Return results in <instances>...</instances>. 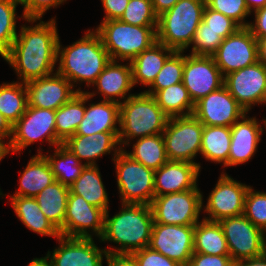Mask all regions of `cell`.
Segmentation results:
<instances>
[{
	"label": "cell",
	"instance_id": "1",
	"mask_svg": "<svg viewBox=\"0 0 266 266\" xmlns=\"http://www.w3.org/2000/svg\"><path fill=\"white\" fill-rule=\"evenodd\" d=\"M36 25H22L10 50L2 57L15 70L21 83L49 76L57 63L59 34L56 18Z\"/></svg>",
	"mask_w": 266,
	"mask_h": 266
},
{
	"label": "cell",
	"instance_id": "2",
	"mask_svg": "<svg viewBox=\"0 0 266 266\" xmlns=\"http://www.w3.org/2000/svg\"><path fill=\"white\" fill-rule=\"evenodd\" d=\"M153 224L150 205L122 203V209L112 218L109 217V211L105 212L103 233L99 241L120 245L104 248L108 254H132L149 246Z\"/></svg>",
	"mask_w": 266,
	"mask_h": 266
},
{
	"label": "cell",
	"instance_id": "3",
	"mask_svg": "<svg viewBox=\"0 0 266 266\" xmlns=\"http://www.w3.org/2000/svg\"><path fill=\"white\" fill-rule=\"evenodd\" d=\"M110 60L99 34L94 29H88L81 39L66 47L58 40L59 66L56 72L64 76L74 88L77 87L75 84L84 82L87 87L91 86Z\"/></svg>",
	"mask_w": 266,
	"mask_h": 266
},
{
	"label": "cell",
	"instance_id": "4",
	"mask_svg": "<svg viewBox=\"0 0 266 266\" xmlns=\"http://www.w3.org/2000/svg\"><path fill=\"white\" fill-rule=\"evenodd\" d=\"M168 120L152 95L141 92L130 96L120 103L118 141L121 149L135 138L162 134Z\"/></svg>",
	"mask_w": 266,
	"mask_h": 266
},
{
	"label": "cell",
	"instance_id": "5",
	"mask_svg": "<svg viewBox=\"0 0 266 266\" xmlns=\"http://www.w3.org/2000/svg\"><path fill=\"white\" fill-rule=\"evenodd\" d=\"M205 6V0H179L158 16L157 42L174 51L188 49L202 21Z\"/></svg>",
	"mask_w": 266,
	"mask_h": 266
},
{
	"label": "cell",
	"instance_id": "6",
	"mask_svg": "<svg viewBox=\"0 0 266 266\" xmlns=\"http://www.w3.org/2000/svg\"><path fill=\"white\" fill-rule=\"evenodd\" d=\"M157 26H135L119 19L102 21L95 31L113 61H131L157 42Z\"/></svg>",
	"mask_w": 266,
	"mask_h": 266
},
{
	"label": "cell",
	"instance_id": "7",
	"mask_svg": "<svg viewBox=\"0 0 266 266\" xmlns=\"http://www.w3.org/2000/svg\"><path fill=\"white\" fill-rule=\"evenodd\" d=\"M113 161L121 203L150 205L155 197V171L133 160L123 149Z\"/></svg>",
	"mask_w": 266,
	"mask_h": 266
},
{
	"label": "cell",
	"instance_id": "8",
	"mask_svg": "<svg viewBox=\"0 0 266 266\" xmlns=\"http://www.w3.org/2000/svg\"><path fill=\"white\" fill-rule=\"evenodd\" d=\"M55 110L28 106L26 112L12 126V136L7 152L19 153L36 141H46L51 146L63 142L56 136Z\"/></svg>",
	"mask_w": 266,
	"mask_h": 266
},
{
	"label": "cell",
	"instance_id": "9",
	"mask_svg": "<svg viewBox=\"0 0 266 266\" xmlns=\"http://www.w3.org/2000/svg\"><path fill=\"white\" fill-rule=\"evenodd\" d=\"M168 161H184L193 164L200 154L203 124L194 116L171 117L163 131Z\"/></svg>",
	"mask_w": 266,
	"mask_h": 266
},
{
	"label": "cell",
	"instance_id": "10",
	"mask_svg": "<svg viewBox=\"0 0 266 266\" xmlns=\"http://www.w3.org/2000/svg\"><path fill=\"white\" fill-rule=\"evenodd\" d=\"M203 194L198 185L191 190L155 196L150 204L154 223L195 225L203 209Z\"/></svg>",
	"mask_w": 266,
	"mask_h": 266
},
{
	"label": "cell",
	"instance_id": "11",
	"mask_svg": "<svg viewBox=\"0 0 266 266\" xmlns=\"http://www.w3.org/2000/svg\"><path fill=\"white\" fill-rule=\"evenodd\" d=\"M234 262L255 258L266 252V234L243 214L218 221Z\"/></svg>",
	"mask_w": 266,
	"mask_h": 266
},
{
	"label": "cell",
	"instance_id": "12",
	"mask_svg": "<svg viewBox=\"0 0 266 266\" xmlns=\"http://www.w3.org/2000/svg\"><path fill=\"white\" fill-rule=\"evenodd\" d=\"M212 56L224 77L258 61L257 39L248 27H240L223 39Z\"/></svg>",
	"mask_w": 266,
	"mask_h": 266
},
{
	"label": "cell",
	"instance_id": "13",
	"mask_svg": "<svg viewBox=\"0 0 266 266\" xmlns=\"http://www.w3.org/2000/svg\"><path fill=\"white\" fill-rule=\"evenodd\" d=\"M223 85L247 113L266 104V66L259 61L225 75Z\"/></svg>",
	"mask_w": 266,
	"mask_h": 266
},
{
	"label": "cell",
	"instance_id": "14",
	"mask_svg": "<svg viewBox=\"0 0 266 266\" xmlns=\"http://www.w3.org/2000/svg\"><path fill=\"white\" fill-rule=\"evenodd\" d=\"M104 218V210L88 203L82 196L69 192L64 225L59 233L67 237L92 238L95 235L100 238Z\"/></svg>",
	"mask_w": 266,
	"mask_h": 266
},
{
	"label": "cell",
	"instance_id": "15",
	"mask_svg": "<svg viewBox=\"0 0 266 266\" xmlns=\"http://www.w3.org/2000/svg\"><path fill=\"white\" fill-rule=\"evenodd\" d=\"M149 247L187 266L194 252V225L154 223Z\"/></svg>",
	"mask_w": 266,
	"mask_h": 266
},
{
	"label": "cell",
	"instance_id": "16",
	"mask_svg": "<svg viewBox=\"0 0 266 266\" xmlns=\"http://www.w3.org/2000/svg\"><path fill=\"white\" fill-rule=\"evenodd\" d=\"M218 182L209 194L207 203L202 206L208 217L203 219L219 221L226 217L242 215L249 185L234 180L226 172H222Z\"/></svg>",
	"mask_w": 266,
	"mask_h": 266
},
{
	"label": "cell",
	"instance_id": "17",
	"mask_svg": "<svg viewBox=\"0 0 266 266\" xmlns=\"http://www.w3.org/2000/svg\"><path fill=\"white\" fill-rule=\"evenodd\" d=\"M182 83L195 104L223 86L224 77L213 56L185 55Z\"/></svg>",
	"mask_w": 266,
	"mask_h": 266
},
{
	"label": "cell",
	"instance_id": "18",
	"mask_svg": "<svg viewBox=\"0 0 266 266\" xmlns=\"http://www.w3.org/2000/svg\"><path fill=\"white\" fill-rule=\"evenodd\" d=\"M246 113L223 85L197 101L193 115L203 125L231 127Z\"/></svg>",
	"mask_w": 266,
	"mask_h": 266
},
{
	"label": "cell",
	"instance_id": "19",
	"mask_svg": "<svg viewBox=\"0 0 266 266\" xmlns=\"http://www.w3.org/2000/svg\"><path fill=\"white\" fill-rule=\"evenodd\" d=\"M28 106L57 110L67 103L81 88L73 85L62 75L55 73L25 83Z\"/></svg>",
	"mask_w": 266,
	"mask_h": 266
},
{
	"label": "cell",
	"instance_id": "20",
	"mask_svg": "<svg viewBox=\"0 0 266 266\" xmlns=\"http://www.w3.org/2000/svg\"><path fill=\"white\" fill-rule=\"evenodd\" d=\"M94 238L67 237L57 238L59 247L47 252L53 266H103L107 252L99 248Z\"/></svg>",
	"mask_w": 266,
	"mask_h": 266
},
{
	"label": "cell",
	"instance_id": "21",
	"mask_svg": "<svg viewBox=\"0 0 266 266\" xmlns=\"http://www.w3.org/2000/svg\"><path fill=\"white\" fill-rule=\"evenodd\" d=\"M92 86L97 87L96 90L98 92L95 91V93L94 91H85V93L91 98L99 93L103 96L102 100L112 101L119 104L121 101L124 102L130 96L134 95L129 93L134 87L130 62L122 65L118 61L110 60V62L105 66L104 70L98 75ZM127 93L129 95H127Z\"/></svg>",
	"mask_w": 266,
	"mask_h": 266
},
{
	"label": "cell",
	"instance_id": "22",
	"mask_svg": "<svg viewBox=\"0 0 266 266\" xmlns=\"http://www.w3.org/2000/svg\"><path fill=\"white\" fill-rule=\"evenodd\" d=\"M198 164L184 161H167L155 170V196L194 189L198 184Z\"/></svg>",
	"mask_w": 266,
	"mask_h": 266
},
{
	"label": "cell",
	"instance_id": "23",
	"mask_svg": "<svg viewBox=\"0 0 266 266\" xmlns=\"http://www.w3.org/2000/svg\"><path fill=\"white\" fill-rule=\"evenodd\" d=\"M246 113L231 128V143L228 166H237L249 161L255 154L261 140L263 128L256 117Z\"/></svg>",
	"mask_w": 266,
	"mask_h": 266
},
{
	"label": "cell",
	"instance_id": "24",
	"mask_svg": "<svg viewBox=\"0 0 266 266\" xmlns=\"http://www.w3.org/2000/svg\"><path fill=\"white\" fill-rule=\"evenodd\" d=\"M119 132H99L91 135H73L63 145L85 165H97L95 159L114 152L112 160L122 149L118 141ZM119 146V147H118ZM118 148V149H117Z\"/></svg>",
	"mask_w": 266,
	"mask_h": 266
},
{
	"label": "cell",
	"instance_id": "25",
	"mask_svg": "<svg viewBox=\"0 0 266 266\" xmlns=\"http://www.w3.org/2000/svg\"><path fill=\"white\" fill-rule=\"evenodd\" d=\"M88 106H86L85 115L76 129L75 135L119 132V103L100 100L99 103H90Z\"/></svg>",
	"mask_w": 266,
	"mask_h": 266
},
{
	"label": "cell",
	"instance_id": "26",
	"mask_svg": "<svg viewBox=\"0 0 266 266\" xmlns=\"http://www.w3.org/2000/svg\"><path fill=\"white\" fill-rule=\"evenodd\" d=\"M38 154L32 156L27 166L20 172L18 190L12 196L34 198L43 189L55 181L51 167L39 147Z\"/></svg>",
	"mask_w": 266,
	"mask_h": 266
},
{
	"label": "cell",
	"instance_id": "27",
	"mask_svg": "<svg viewBox=\"0 0 266 266\" xmlns=\"http://www.w3.org/2000/svg\"><path fill=\"white\" fill-rule=\"evenodd\" d=\"M174 52L164 44L155 42L150 48L144 50L130 61L132 68L133 85L149 86L155 80L167 58Z\"/></svg>",
	"mask_w": 266,
	"mask_h": 266
},
{
	"label": "cell",
	"instance_id": "28",
	"mask_svg": "<svg viewBox=\"0 0 266 266\" xmlns=\"http://www.w3.org/2000/svg\"><path fill=\"white\" fill-rule=\"evenodd\" d=\"M9 198L15 214L29 230L56 239L60 236L59 231L40 210L35 198L23 196H9Z\"/></svg>",
	"mask_w": 266,
	"mask_h": 266
},
{
	"label": "cell",
	"instance_id": "29",
	"mask_svg": "<svg viewBox=\"0 0 266 266\" xmlns=\"http://www.w3.org/2000/svg\"><path fill=\"white\" fill-rule=\"evenodd\" d=\"M70 192L82 196L88 203L105 212L109 209L108 194L97 165H87L75 182L69 186Z\"/></svg>",
	"mask_w": 266,
	"mask_h": 266
},
{
	"label": "cell",
	"instance_id": "30",
	"mask_svg": "<svg viewBox=\"0 0 266 266\" xmlns=\"http://www.w3.org/2000/svg\"><path fill=\"white\" fill-rule=\"evenodd\" d=\"M69 192V186L55 180L34 197L40 210L58 231L64 225Z\"/></svg>",
	"mask_w": 266,
	"mask_h": 266
},
{
	"label": "cell",
	"instance_id": "31",
	"mask_svg": "<svg viewBox=\"0 0 266 266\" xmlns=\"http://www.w3.org/2000/svg\"><path fill=\"white\" fill-rule=\"evenodd\" d=\"M89 99H91V97L86 94L85 91L78 92L67 103L56 110V136L63 143L69 137L75 135V131L85 115V104Z\"/></svg>",
	"mask_w": 266,
	"mask_h": 266
},
{
	"label": "cell",
	"instance_id": "32",
	"mask_svg": "<svg viewBox=\"0 0 266 266\" xmlns=\"http://www.w3.org/2000/svg\"><path fill=\"white\" fill-rule=\"evenodd\" d=\"M201 220L194 225V252L209 255H229L227 241L219 222Z\"/></svg>",
	"mask_w": 266,
	"mask_h": 266
},
{
	"label": "cell",
	"instance_id": "33",
	"mask_svg": "<svg viewBox=\"0 0 266 266\" xmlns=\"http://www.w3.org/2000/svg\"><path fill=\"white\" fill-rule=\"evenodd\" d=\"M231 128L203 125L200 154L207 160L228 167Z\"/></svg>",
	"mask_w": 266,
	"mask_h": 266
},
{
	"label": "cell",
	"instance_id": "34",
	"mask_svg": "<svg viewBox=\"0 0 266 266\" xmlns=\"http://www.w3.org/2000/svg\"><path fill=\"white\" fill-rule=\"evenodd\" d=\"M136 140L131 152L123 149L133 160L154 171L168 161L163 134L146 136Z\"/></svg>",
	"mask_w": 266,
	"mask_h": 266
},
{
	"label": "cell",
	"instance_id": "35",
	"mask_svg": "<svg viewBox=\"0 0 266 266\" xmlns=\"http://www.w3.org/2000/svg\"><path fill=\"white\" fill-rule=\"evenodd\" d=\"M153 97L169 118L193 115L195 104L182 82L159 90Z\"/></svg>",
	"mask_w": 266,
	"mask_h": 266
},
{
	"label": "cell",
	"instance_id": "36",
	"mask_svg": "<svg viewBox=\"0 0 266 266\" xmlns=\"http://www.w3.org/2000/svg\"><path fill=\"white\" fill-rule=\"evenodd\" d=\"M54 150L53 155H43L51 167L55 180L70 186L81 175L86 165L63 144L56 146Z\"/></svg>",
	"mask_w": 266,
	"mask_h": 266
},
{
	"label": "cell",
	"instance_id": "37",
	"mask_svg": "<svg viewBox=\"0 0 266 266\" xmlns=\"http://www.w3.org/2000/svg\"><path fill=\"white\" fill-rule=\"evenodd\" d=\"M28 107L25 83L13 81L0 85V112L13 126Z\"/></svg>",
	"mask_w": 266,
	"mask_h": 266
},
{
	"label": "cell",
	"instance_id": "38",
	"mask_svg": "<svg viewBox=\"0 0 266 266\" xmlns=\"http://www.w3.org/2000/svg\"><path fill=\"white\" fill-rule=\"evenodd\" d=\"M185 51H174L165 61L149 90L145 93L154 96L159 90L182 82Z\"/></svg>",
	"mask_w": 266,
	"mask_h": 266
},
{
	"label": "cell",
	"instance_id": "39",
	"mask_svg": "<svg viewBox=\"0 0 266 266\" xmlns=\"http://www.w3.org/2000/svg\"><path fill=\"white\" fill-rule=\"evenodd\" d=\"M18 2L0 0V56L3 57L11 48L18 33L16 30V8Z\"/></svg>",
	"mask_w": 266,
	"mask_h": 266
},
{
	"label": "cell",
	"instance_id": "40",
	"mask_svg": "<svg viewBox=\"0 0 266 266\" xmlns=\"http://www.w3.org/2000/svg\"><path fill=\"white\" fill-rule=\"evenodd\" d=\"M119 20L135 26L158 25V16L153 10L151 0H129Z\"/></svg>",
	"mask_w": 266,
	"mask_h": 266
},
{
	"label": "cell",
	"instance_id": "41",
	"mask_svg": "<svg viewBox=\"0 0 266 266\" xmlns=\"http://www.w3.org/2000/svg\"><path fill=\"white\" fill-rule=\"evenodd\" d=\"M243 215L266 233V192L255 191L249 186L245 196Z\"/></svg>",
	"mask_w": 266,
	"mask_h": 266
},
{
	"label": "cell",
	"instance_id": "42",
	"mask_svg": "<svg viewBox=\"0 0 266 266\" xmlns=\"http://www.w3.org/2000/svg\"><path fill=\"white\" fill-rule=\"evenodd\" d=\"M222 42L223 38L212 29L205 28V23L201 21L190 45L192 48L189 54L212 56Z\"/></svg>",
	"mask_w": 266,
	"mask_h": 266
},
{
	"label": "cell",
	"instance_id": "43",
	"mask_svg": "<svg viewBox=\"0 0 266 266\" xmlns=\"http://www.w3.org/2000/svg\"><path fill=\"white\" fill-rule=\"evenodd\" d=\"M206 5L215 11L231 18L240 27H248L250 22L245 18L251 15L245 0H205Z\"/></svg>",
	"mask_w": 266,
	"mask_h": 266
},
{
	"label": "cell",
	"instance_id": "44",
	"mask_svg": "<svg viewBox=\"0 0 266 266\" xmlns=\"http://www.w3.org/2000/svg\"><path fill=\"white\" fill-rule=\"evenodd\" d=\"M202 21L205 23V28L217 32L223 39L234 34L240 28L231 18L210 9L207 5L203 11Z\"/></svg>",
	"mask_w": 266,
	"mask_h": 266
},
{
	"label": "cell",
	"instance_id": "45",
	"mask_svg": "<svg viewBox=\"0 0 266 266\" xmlns=\"http://www.w3.org/2000/svg\"><path fill=\"white\" fill-rule=\"evenodd\" d=\"M67 0H24L22 17L28 23H36L41 19L45 12L51 8L63 4Z\"/></svg>",
	"mask_w": 266,
	"mask_h": 266
},
{
	"label": "cell",
	"instance_id": "46",
	"mask_svg": "<svg viewBox=\"0 0 266 266\" xmlns=\"http://www.w3.org/2000/svg\"><path fill=\"white\" fill-rule=\"evenodd\" d=\"M138 266H181L149 246L132 253Z\"/></svg>",
	"mask_w": 266,
	"mask_h": 266
},
{
	"label": "cell",
	"instance_id": "47",
	"mask_svg": "<svg viewBox=\"0 0 266 266\" xmlns=\"http://www.w3.org/2000/svg\"><path fill=\"white\" fill-rule=\"evenodd\" d=\"M230 255H209L193 252L187 266H233Z\"/></svg>",
	"mask_w": 266,
	"mask_h": 266
},
{
	"label": "cell",
	"instance_id": "48",
	"mask_svg": "<svg viewBox=\"0 0 266 266\" xmlns=\"http://www.w3.org/2000/svg\"><path fill=\"white\" fill-rule=\"evenodd\" d=\"M105 16L102 21L120 19L129 0H101Z\"/></svg>",
	"mask_w": 266,
	"mask_h": 266
},
{
	"label": "cell",
	"instance_id": "49",
	"mask_svg": "<svg viewBox=\"0 0 266 266\" xmlns=\"http://www.w3.org/2000/svg\"><path fill=\"white\" fill-rule=\"evenodd\" d=\"M255 19L248 28L257 40L266 39V6L253 12Z\"/></svg>",
	"mask_w": 266,
	"mask_h": 266
},
{
	"label": "cell",
	"instance_id": "50",
	"mask_svg": "<svg viewBox=\"0 0 266 266\" xmlns=\"http://www.w3.org/2000/svg\"><path fill=\"white\" fill-rule=\"evenodd\" d=\"M105 260L108 266H138L132 254H107Z\"/></svg>",
	"mask_w": 266,
	"mask_h": 266
},
{
	"label": "cell",
	"instance_id": "51",
	"mask_svg": "<svg viewBox=\"0 0 266 266\" xmlns=\"http://www.w3.org/2000/svg\"><path fill=\"white\" fill-rule=\"evenodd\" d=\"M179 0H151L153 10L157 16L170 10Z\"/></svg>",
	"mask_w": 266,
	"mask_h": 266
},
{
	"label": "cell",
	"instance_id": "52",
	"mask_svg": "<svg viewBox=\"0 0 266 266\" xmlns=\"http://www.w3.org/2000/svg\"><path fill=\"white\" fill-rule=\"evenodd\" d=\"M12 136V125L0 112V140L7 146ZM8 138V142L5 139Z\"/></svg>",
	"mask_w": 266,
	"mask_h": 266
},
{
	"label": "cell",
	"instance_id": "53",
	"mask_svg": "<svg viewBox=\"0 0 266 266\" xmlns=\"http://www.w3.org/2000/svg\"><path fill=\"white\" fill-rule=\"evenodd\" d=\"M233 266H266V252L259 257L236 261Z\"/></svg>",
	"mask_w": 266,
	"mask_h": 266
},
{
	"label": "cell",
	"instance_id": "54",
	"mask_svg": "<svg viewBox=\"0 0 266 266\" xmlns=\"http://www.w3.org/2000/svg\"><path fill=\"white\" fill-rule=\"evenodd\" d=\"M258 61L266 66V39L257 40Z\"/></svg>",
	"mask_w": 266,
	"mask_h": 266
},
{
	"label": "cell",
	"instance_id": "55",
	"mask_svg": "<svg viewBox=\"0 0 266 266\" xmlns=\"http://www.w3.org/2000/svg\"><path fill=\"white\" fill-rule=\"evenodd\" d=\"M245 3L251 14L266 6V0H245Z\"/></svg>",
	"mask_w": 266,
	"mask_h": 266
},
{
	"label": "cell",
	"instance_id": "56",
	"mask_svg": "<svg viewBox=\"0 0 266 266\" xmlns=\"http://www.w3.org/2000/svg\"><path fill=\"white\" fill-rule=\"evenodd\" d=\"M28 266H53L50 258L47 256L41 258H33Z\"/></svg>",
	"mask_w": 266,
	"mask_h": 266
},
{
	"label": "cell",
	"instance_id": "57",
	"mask_svg": "<svg viewBox=\"0 0 266 266\" xmlns=\"http://www.w3.org/2000/svg\"><path fill=\"white\" fill-rule=\"evenodd\" d=\"M8 154L7 146L0 140V161Z\"/></svg>",
	"mask_w": 266,
	"mask_h": 266
},
{
	"label": "cell",
	"instance_id": "58",
	"mask_svg": "<svg viewBox=\"0 0 266 266\" xmlns=\"http://www.w3.org/2000/svg\"><path fill=\"white\" fill-rule=\"evenodd\" d=\"M15 2H18L19 4H22L24 0H13Z\"/></svg>",
	"mask_w": 266,
	"mask_h": 266
},
{
	"label": "cell",
	"instance_id": "59",
	"mask_svg": "<svg viewBox=\"0 0 266 266\" xmlns=\"http://www.w3.org/2000/svg\"><path fill=\"white\" fill-rule=\"evenodd\" d=\"M262 121L264 122V128H266V119H263Z\"/></svg>",
	"mask_w": 266,
	"mask_h": 266
},
{
	"label": "cell",
	"instance_id": "60",
	"mask_svg": "<svg viewBox=\"0 0 266 266\" xmlns=\"http://www.w3.org/2000/svg\"><path fill=\"white\" fill-rule=\"evenodd\" d=\"M0 196H1V197H2V196H5V195L2 193L1 189H0Z\"/></svg>",
	"mask_w": 266,
	"mask_h": 266
}]
</instances>
